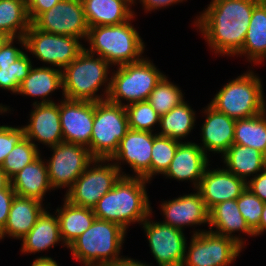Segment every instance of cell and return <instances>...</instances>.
I'll return each instance as SVG.
<instances>
[{
	"mask_svg": "<svg viewBox=\"0 0 266 266\" xmlns=\"http://www.w3.org/2000/svg\"><path fill=\"white\" fill-rule=\"evenodd\" d=\"M11 186L16 195L42 202L47 190L53 189L48 178L47 164L39 156L11 178Z\"/></svg>",
	"mask_w": 266,
	"mask_h": 266,
	"instance_id": "cell-25",
	"label": "cell"
},
{
	"mask_svg": "<svg viewBox=\"0 0 266 266\" xmlns=\"http://www.w3.org/2000/svg\"><path fill=\"white\" fill-rule=\"evenodd\" d=\"M14 39L9 37L0 48V66L14 63L24 53L22 50L12 46Z\"/></svg>",
	"mask_w": 266,
	"mask_h": 266,
	"instance_id": "cell-41",
	"label": "cell"
},
{
	"mask_svg": "<svg viewBox=\"0 0 266 266\" xmlns=\"http://www.w3.org/2000/svg\"><path fill=\"white\" fill-rule=\"evenodd\" d=\"M31 24L40 31L78 39H86L89 30L81 0H61Z\"/></svg>",
	"mask_w": 266,
	"mask_h": 266,
	"instance_id": "cell-13",
	"label": "cell"
},
{
	"mask_svg": "<svg viewBox=\"0 0 266 266\" xmlns=\"http://www.w3.org/2000/svg\"><path fill=\"white\" fill-rule=\"evenodd\" d=\"M89 28L119 25L134 17L128 7L134 0H81Z\"/></svg>",
	"mask_w": 266,
	"mask_h": 266,
	"instance_id": "cell-23",
	"label": "cell"
},
{
	"mask_svg": "<svg viewBox=\"0 0 266 266\" xmlns=\"http://www.w3.org/2000/svg\"><path fill=\"white\" fill-rule=\"evenodd\" d=\"M30 25L25 0H0V31L9 37L21 38Z\"/></svg>",
	"mask_w": 266,
	"mask_h": 266,
	"instance_id": "cell-31",
	"label": "cell"
},
{
	"mask_svg": "<svg viewBox=\"0 0 266 266\" xmlns=\"http://www.w3.org/2000/svg\"><path fill=\"white\" fill-rule=\"evenodd\" d=\"M44 210L39 200L15 195L7 222L0 231V239H3L6 234L22 239L33 228Z\"/></svg>",
	"mask_w": 266,
	"mask_h": 266,
	"instance_id": "cell-22",
	"label": "cell"
},
{
	"mask_svg": "<svg viewBox=\"0 0 266 266\" xmlns=\"http://www.w3.org/2000/svg\"><path fill=\"white\" fill-rule=\"evenodd\" d=\"M142 224L149 241L151 253L158 265L182 266L187 248L183 231L162 222L149 221L147 218Z\"/></svg>",
	"mask_w": 266,
	"mask_h": 266,
	"instance_id": "cell-14",
	"label": "cell"
},
{
	"mask_svg": "<svg viewBox=\"0 0 266 266\" xmlns=\"http://www.w3.org/2000/svg\"><path fill=\"white\" fill-rule=\"evenodd\" d=\"M247 188L262 201L266 202V168L261 174L254 175L247 182Z\"/></svg>",
	"mask_w": 266,
	"mask_h": 266,
	"instance_id": "cell-44",
	"label": "cell"
},
{
	"mask_svg": "<svg viewBox=\"0 0 266 266\" xmlns=\"http://www.w3.org/2000/svg\"><path fill=\"white\" fill-rule=\"evenodd\" d=\"M264 230L266 231V202L264 203V208L261 214L259 229L254 233L255 236L261 235L264 232Z\"/></svg>",
	"mask_w": 266,
	"mask_h": 266,
	"instance_id": "cell-49",
	"label": "cell"
},
{
	"mask_svg": "<svg viewBox=\"0 0 266 266\" xmlns=\"http://www.w3.org/2000/svg\"><path fill=\"white\" fill-rule=\"evenodd\" d=\"M128 20L119 25L91 27L86 40L90 43L89 53L104 58L110 65H123L141 60L144 42Z\"/></svg>",
	"mask_w": 266,
	"mask_h": 266,
	"instance_id": "cell-3",
	"label": "cell"
},
{
	"mask_svg": "<svg viewBox=\"0 0 266 266\" xmlns=\"http://www.w3.org/2000/svg\"><path fill=\"white\" fill-rule=\"evenodd\" d=\"M147 101L161 116L171 111L175 106L179 105L183 99V93L178 86L169 82L164 75L151 91Z\"/></svg>",
	"mask_w": 266,
	"mask_h": 266,
	"instance_id": "cell-34",
	"label": "cell"
},
{
	"mask_svg": "<svg viewBox=\"0 0 266 266\" xmlns=\"http://www.w3.org/2000/svg\"><path fill=\"white\" fill-rule=\"evenodd\" d=\"M204 110L207 116L202 125L203 146L200 147L205 153L208 150L224 154L233 144L236 120L210 105Z\"/></svg>",
	"mask_w": 266,
	"mask_h": 266,
	"instance_id": "cell-21",
	"label": "cell"
},
{
	"mask_svg": "<svg viewBox=\"0 0 266 266\" xmlns=\"http://www.w3.org/2000/svg\"><path fill=\"white\" fill-rule=\"evenodd\" d=\"M246 188L247 181L226 169H214L213 171L206 169L197 190L206 208L210 210L220 202L237 199Z\"/></svg>",
	"mask_w": 266,
	"mask_h": 266,
	"instance_id": "cell-17",
	"label": "cell"
},
{
	"mask_svg": "<svg viewBox=\"0 0 266 266\" xmlns=\"http://www.w3.org/2000/svg\"><path fill=\"white\" fill-rule=\"evenodd\" d=\"M104 266H148L143 263H141V261H135L134 259H131V258H122V259H119L113 263H109V264H106Z\"/></svg>",
	"mask_w": 266,
	"mask_h": 266,
	"instance_id": "cell-46",
	"label": "cell"
},
{
	"mask_svg": "<svg viewBox=\"0 0 266 266\" xmlns=\"http://www.w3.org/2000/svg\"><path fill=\"white\" fill-rule=\"evenodd\" d=\"M258 3H266V0H255Z\"/></svg>",
	"mask_w": 266,
	"mask_h": 266,
	"instance_id": "cell-52",
	"label": "cell"
},
{
	"mask_svg": "<svg viewBox=\"0 0 266 266\" xmlns=\"http://www.w3.org/2000/svg\"><path fill=\"white\" fill-rule=\"evenodd\" d=\"M135 1V0H134ZM147 11L162 8L183 0H140Z\"/></svg>",
	"mask_w": 266,
	"mask_h": 266,
	"instance_id": "cell-45",
	"label": "cell"
},
{
	"mask_svg": "<svg viewBox=\"0 0 266 266\" xmlns=\"http://www.w3.org/2000/svg\"><path fill=\"white\" fill-rule=\"evenodd\" d=\"M226 170L247 181L248 176L266 168V156L257 149L232 144L223 154Z\"/></svg>",
	"mask_w": 266,
	"mask_h": 266,
	"instance_id": "cell-27",
	"label": "cell"
},
{
	"mask_svg": "<svg viewBox=\"0 0 266 266\" xmlns=\"http://www.w3.org/2000/svg\"><path fill=\"white\" fill-rule=\"evenodd\" d=\"M262 90L259 77L247 72L223 86L209 105L235 120L250 118L266 110Z\"/></svg>",
	"mask_w": 266,
	"mask_h": 266,
	"instance_id": "cell-6",
	"label": "cell"
},
{
	"mask_svg": "<svg viewBox=\"0 0 266 266\" xmlns=\"http://www.w3.org/2000/svg\"><path fill=\"white\" fill-rule=\"evenodd\" d=\"M209 225L210 231L236 241L241 247L244 245L243 239L233 236V232L241 231L255 236L241 215L236 199L220 202L212 207L209 210ZM214 226L216 231L212 229Z\"/></svg>",
	"mask_w": 266,
	"mask_h": 266,
	"instance_id": "cell-24",
	"label": "cell"
},
{
	"mask_svg": "<svg viewBox=\"0 0 266 266\" xmlns=\"http://www.w3.org/2000/svg\"><path fill=\"white\" fill-rule=\"evenodd\" d=\"M125 233L126 230L119 224L96 218L67 248L85 266H104L122 259L119 253Z\"/></svg>",
	"mask_w": 266,
	"mask_h": 266,
	"instance_id": "cell-4",
	"label": "cell"
},
{
	"mask_svg": "<svg viewBox=\"0 0 266 266\" xmlns=\"http://www.w3.org/2000/svg\"><path fill=\"white\" fill-rule=\"evenodd\" d=\"M193 234L182 266H227L242 249L236 241L212 231Z\"/></svg>",
	"mask_w": 266,
	"mask_h": 266,
	"instance_id": "cell-11",
	"label": "cell"
},
{
	"mask_svg": "<svg viewBox=\"0 0 266 266\" xmlns=\"http://www.w3.org/2000/svg\"><path fill=\"white\" fill-rule=\"evenodd\" d=\"M142 177L123 174L93 208L97 219L119 224L126 230L132 222L148 218L152 212Z\"/></svg>",
	"mask_w": 266,
	"mask_h": 266,
	"instance_id": "cell-2",
	"label": "cell"
},
{
	"mask_svg": "<svg viewBox=\"0 0 266 266\" xmlns=\"http://www.w3.org/2000/svg\"><path fill=\"white\" fill-rule=\"evenodd\" d=\"M257 4L255 0H212L195 25L215 53L238 55Z\"/></svg>",
	"mask_w": 266,
	"mask_h": 266,
	"instance_id": "cell-1",
	"label": "cell"
},
{
	"mask_svg": "<svg viewBox=\"0 0 266 266\" xmlns=\"http://www.w3.org/2000/svg\"><path fill=\"white\" fill-rule=\"evenodd\" d=\"M106 161L108 159H94L95 167L89 168L91 163L88 165L73 186L67 190L65 199L73 205L93 209L122 176L121 168L115 162L104 166L99 165L100 162Z\"/></svg>",
	"mask_w": 266,
	"mask_h": 266,
	"instance_id": "cell-9",
	"label": "cell"
},
{
	"mask_svg": "<svg viewBox=\"0 0 266 266\" xmlns=\"http://www.w3.org/2000/svg\"><path fill=\"white\" fill-rule=\"evenodd\" d=\"M6 188H12V186H11V178L0 167V190L1 189H6Z\"/></svg>",
	"mask_w": 266,
	"mask_h": 266,
	"instance_id": "cell-48",
	"label": "cell"
},
{
	"mask_svg": "<svg viewBox=\"0 0 266 266\" xmlns=\"http://www.w3.org/2000/svg\"><path fill=\"white\" fill-rule=\"evenodd\" d=\"M233 144L251 147L266 155V110L256 116L236 120Z\"/></svg>",
	"mask_w": 266,
	"mask_h": 266,
	"instance_id": "cell-32",
	"label": "cell"
},
{
	"mask_svg": "<svg viewBox=\"0 0 266 266\" xmlns=\"http://www.w3.org/2000/svg\"><path fill=\"white\" fill-rule=\"evenodd\" d=\"M30 123L24 126L25 137L43 142V144L55 146L64 142L60 123L59 105L56 103H33Z\"/></svg>",
	"mask_w": 266,
	"mask_h": 266,
	"instance_id": "cell-18",
	"label": "cell"
},
{
	"mask_svg": "<svg viewBox=\"0 0 266 266\" xmlns=\"http://www.w3.org/2000/svg\"><path fill=\"white\" fill-rule=\"evenodd\" d=\"M161 208L166 219L162 223L179 230H183L185 225L209 224V210L198 191L166 201Z\"/></svg>",
	"mask_w": 266,
	"mask_h": 266,
	"instance_id": "cell-19",
	"label": "cell"
},
{
	"mask_svg": "<svg viewBox=\"0 0 266 266\" xmlns=\"http://www.w3.org/2000/svg\"><path fill=\"white\" fill-rule=\"evenodd\" d=\"M15 195L13 188L0 190V231L4 228L7 222L10 207Z\"/></svg>",
	"mask_w": 266,
	"mask_h": 266,
	"instance_id": "cell-42",
	"label": "cell"
},
{
	"mask_svg": "<svg viewBox=\"0 0 266 266\" xmlns=\"http://www.w3.org/2000/svg\"><path fill=\"white\" fill-rule=\"evenodd\" d=\"M63 87L62 70L51 67L31 68L28 76L21 82L18 94L42 97L40 103H53L47 97L56 89Z\"/></svg>",
	"mask_w": 266,
	"mask_h": 266,
	"instance_id": "cell-29",
	"label": "cell"
},
{
	"mask_svg": "<svg viewBox=\"0 0 266 266\" xmlns=\"http://www.w3.org/2000/svg\"><path fill=\"white\" fill-rule=\"evenodd\" d=\"M31 266H58V264L51 257L42 256V257L36 258V260L33 261Z\"/></svg>",
	"mask_w": 266,
	"mask_h": 266,
	"instance_id": "cell-47",
	"label": "cell"
},
{
	"mask_svg": "<svg viewBox=\"0 0 266 266\" xmlns=\"http://www.w3.org/2000/svg\"><path fill=\"white\" fill-rule=\"evenodd\" d=\"M238 54H247L249 61L255 63L266 58V3H258L254 7L243 47Z\"/></svg>",
	"mask_w": 266,
	"mask_h": 266,
	"instance_id": "cell-30",
	"label": "cell"
},
{
	"mask_svg": "<svg viewBox=\"0 0 266 266\" xmlns=\"http://www.w3.org/2000/svg\"><path fill=\"white\" fill-rule=\"evenodd\" d=\"M181 141L154 135L151 150L150 179L154 174H165Z\"/></svg>",
	"mask_w": 266,
	"mask_h": 266,
	"instance_id": "cell-36",
	"label": "cell"
},
{
	"mask_svg": "<svg viewBox=\"0 0 266 266\" xmlns=\"http://www.w3.org/2000/svg\"><path fill=\"white\" fill-rule=\"evenodd\" d=\"M9 108H7L6 106L4 107L3 105H0V113L2 112H7Z\"/></svg>",
	"mask_w": 266,
	"mask_h": 266,
	"instance_id": "cell-51",
	"label": "cell"
},
{
	"mask_svg": "<svg viewBox=\"0 0 266 266\" xmlns=\"http://www.w3.org/2000/svg\"><path fill=\"white\" fill-rule=\"evenodd\" d=\"M32 68L30 58L23 53L14 63L0 66V88L17 93L21 82L28 76Z\"/></svg>",
	"mask_w": 266,
	"mask_h": 266,
	"instance_id": "cell-38",
	"label": "cell"
},
{
	"mask_svg": "<svg viewBox=\"0 0 266 266\" xmlns=\"http://www.w3.org/2000/svg\"><path fill=\"white\" fill-rule=\"evenodd\" d=\"M163 76L148 59L123 64L107 82L104 94L110 102L119 105H123L122 98L129 101L128 104L146 101Z\"/></svg>",
	"mask_w": 266,
	"mask_h": 266,
	"instance_id": "cell-7",
	"label": "cell"
},
{
	"mask_svg": "<svg viewBox=\"0 0 266 266\" xmlns=\"http://www.w3.org/2000/svg\"><path fill=\"white\" fill-rule=\"evenodd\" d=\"M194 115L195 113L191 107L185 101H182L171 111L160 116L161 132L157 134L180 141L193 129Z\"/></svg>",
	"mask_w": 266,
	"mask_h": 266,
	"instance_id": "cell-33",
	"label": "cell"
},
{
	"mask_svg": "<svg viewBox=\"0 0 266 266\" xmlns=\"http://www.w3.org/2000/svg\"><path fill=\"white\" fill-rule=\"evenodd\" d=\"M94 56L84 48L77 58L62 70V90L65 99L90 102L107 99L95 93L108 81L110 64L104 58Z\"/></svg>",
	"mask_w": 266,
	"mask_h": 266,
	"instance_id": "cell-5",
	"label": "cell"
},
{
	"mask_svg": "<svg viewBox=\"0 0 266 266\" xmlns=\"http://www.w3.org/2000/svg\"><path fill=\"white\" fill-rule=\"evenodd\" d=\"M34 143L25 137L6 156L0 167L10 178L41 156L37 145Z\"/></svg>",
	"mask_w": 266,
	"mask_h": 266,
	"instance_id": "cell-35",
	"label": "cell"
},
{
	"mask_svg": "<svg viewBox=\"0 0 266 266\" xmlns=\"http://www.w3.org/2000/svg\"><path fill=\"white\" fill-rule=\"evenodd\" d=\"M9 36H7L4 32L0 31V48L7 41Z\"/></svg>",
	"mask_w": 266,
	"mask_h": 266,
	"instance_id": "cell-50",
	"label": "cell"
},
{
	"mask_svg": "<svg viewBox=\"0 0 266 266\" xmlns=\"http://www.w3.org/2000/svg\"><path fill=\"white\" fill-rule=\"evenodd\" d=\"M63 242L58 217L43 211L33 228L22 238V252L36 253Z\"/></svg>",
	"mask_w": 266,
	"mask_h": 266,
	"instance_id": "cell-26",
	"label": "cell"
},
{
	"mask_svg": "<svg viewBox=\"0 0 266 266\" xmlns=\"http://www.w3.org/2000/svg\"><path fill=\"white\" fill-rule=\"evenodd\" d=\"M53 155L48 160V178L53 189L72 187L77 178L85 171L94 158L88 147L61 142L50 147Z\"/></svg>",
	"mask_w": 266,
	"mask_h": 266,
	"instance_id": "cell-12",
	"label": "cell"
},
{
	"mask_svg": "<svg viewBox=\"0 0 266 266\" xmlns=\"http://www.w3.org/2000/svg\"><path fill=\"white\" fill-rule=\"evenodd\" d=\"M64 142L90 145L94 122V102L64 99L59 104Z\"/></svg>",
	"mask_w": 266,
	"mask_h": 266,
	"instance_id": "cell-15",
	"label": "cell"
},
{
	"mask_svg": "<svg viewBox=\"0 0 266 266\" xmlns=\"http://www.w3.org/2000/svg\"><path fill=\"white\" fill-rule=\"evenodd\" d=\"M18 41L40 61L60 67V70L67 67L84 49L76 37L40 31L32 24Z\"/></svg>",
	"mask_w": 266,
	"mask_h": 266,
	"instance_id": "cell-10",
	"label": "cell"
},
{
	"mask_svg": "<svg viewBox=\"0 0 266 266\" xmlns=\"http://www.w3.org/2000/svg\"><path fill=\"white\" fill-rule=\"evenodd\" d=\"M236 200L241 215L246 220L249 228L255 233L259 229L265 202L254 195L248 188Z\"/></svg>",
	"mask_w": 266,
	"mask_h": 266,
	"instance_id": "cell-39",
	"label": "cell"
},
{
	"mask_svg": "<svg viewBox=\"0 0 266 266\" xmlns=\"http://www.w3.org/2000/svg\"><path fill=\"white\" fill-rule=\"evenodd\" d=\"M124 106L130 129L152 132V126L160 121V115L147 100L126 105L124 104Z\"/></svg>",
	"mask_w": 266,
	"mask_h": 266,
	"instance_id": "cell-37",
	"label": "cell"
},
{
	"mask_svg": "<svg viewBox=\"0 0 266 266\" xmlns=\"http://www.w3.org/2000/svg\"><path fill=\"white\" fill-rule=\"evenodd\" d=\"M61 0H28L27 10L31 23L43 12L50 10Z\"/></svg>",
	"mask_w": 266,
	"mask_h": 266,
	"instance_id": "cell-43",
	"label": "cell"
},
{
	"mask_svg": "<svg viewBox=\"0 0 266 266\" xmlns=\"http://www.w3.org/2000/svg\"><path fill=\"white\" fill-rule=\"evenodd\" d=\"M154 135L149 131L128 129L119 142L115 154L107 162L117 160L126 161L136 173V177L150 180L151 150Z\"/></svg>",
	"mask_w": 266,
	"mask_h": 266,
	"instance_id": "cell-16",
	"label": "cell"
},
{
	"mask_svg": "<svg viewBox=\"0 0 266 266\" xmlns=\"http://www.w3.org/2000/svg\"><path fill=\"white\" fill-rule=\"evenodd\" d=\"M63 208L57 209L61 238L67 247L94 222L96 216L93 209L80 207L64 200Z\"/></svg>",
	"mask_w": 266,
	"mask_h": 266,
	"instance_id": "cell-28",
	"label": "cell"
},
{
	"mask_svg": "<svg viewBox=\"0 0 266 266\" xmlns=\"http://www.w3.org/2000/svg\"><path fill=\"white\" fill-rule=\"evenodd\" d=\"M24 138V127L0 126V166L14 146Z\"/></svg>",
	"mask_w": 266,
	"mask_h": 266,
	"instance_id": "cell-40",
	"label": "cell"
},
{
	"mask_svg": "<svg viewBox=\"0 0 266 266\" xmlns=\"http://www.w3.org/2000/svg\"><path fill=\"white\" fill-rule=\"evenodd\" d=\"M207 154L192 142H181L175 152L165 176L177 180H192L195 189L208 166Z\"/></svg>",
	"mask_w": 266,
	"mask_h": 266,
	"instance_id": "cell-20",
	"label": "cell"
},
{
	"mask_svg": "<svg viewBox=\"0 0 266 266\" xmlns=\"http://www.w3.org/2000/svg\"><path fill=\"white\" fill-rule=\"evenodd\" d=\"M128 117L124 105L108 99L94 102V122L89 152L94 159H110L125 136Z\"/></svg>",
	"mask_w": 266,
	"mask_h": 266,
	"instance_id": "cell-8",
	"label": "cell"
}]
</instances>
